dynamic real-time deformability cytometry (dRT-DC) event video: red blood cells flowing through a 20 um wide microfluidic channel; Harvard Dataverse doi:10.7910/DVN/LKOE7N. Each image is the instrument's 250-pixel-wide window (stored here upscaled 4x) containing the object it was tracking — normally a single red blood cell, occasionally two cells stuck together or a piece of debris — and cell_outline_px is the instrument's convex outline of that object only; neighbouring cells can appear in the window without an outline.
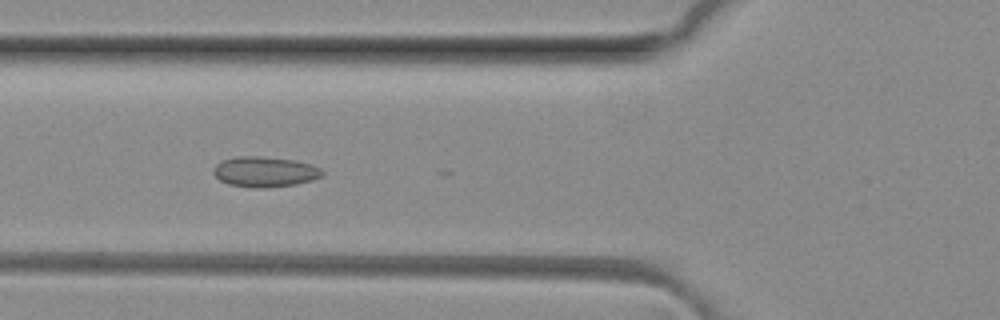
{"species": "common noctule bat (a hibernating species)", "species_latin": "Nyctalus noctula", "temperature_condition": "room temperature", "stored_images_in_passage": 5, "camera_frame_rate_fps": 3000, "um_per_image_px": 0.085, "animal": {"sex": "female", "body_mass_g": 29.2, "forearm_length_mm": 56.3}, "frame": {"image": 1, "passage_image": 3, "time_ms": 0.667, "image_size_px": [1000, 320], "cell_outline_px": [[324, 172], [320, 176], [312, 180], [296, 184], [268, 188], [256, 188], [228, 184], [220, 180], [212, 172], [212, 168], [220, 160], [236, 156], [260, 156], [292, 160], [312, 164], [320, 168]], "centroid_in_image_um": [22.47, 14.6], "position_along_channel_um": 103.3, "area_um2": 19.36}}
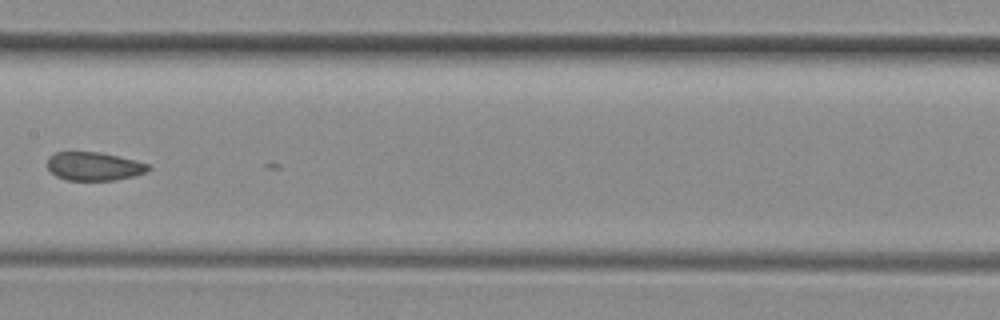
{"frame": {"image": 2, "passage_image": 5, "time_ms": 1.333, "image_size_px": [1000, 320], "cell_outline_px": [[152, 168], [148, 172], [116, 180], [68, 180], [56, 176], [48, 168], [48, 156], [56, 152], [100, 152], [148, 164]], "centroid_in_image_um": [7.98, 14.14], "position_along_channel_um": 199.4, "area_um2": 16.59}}